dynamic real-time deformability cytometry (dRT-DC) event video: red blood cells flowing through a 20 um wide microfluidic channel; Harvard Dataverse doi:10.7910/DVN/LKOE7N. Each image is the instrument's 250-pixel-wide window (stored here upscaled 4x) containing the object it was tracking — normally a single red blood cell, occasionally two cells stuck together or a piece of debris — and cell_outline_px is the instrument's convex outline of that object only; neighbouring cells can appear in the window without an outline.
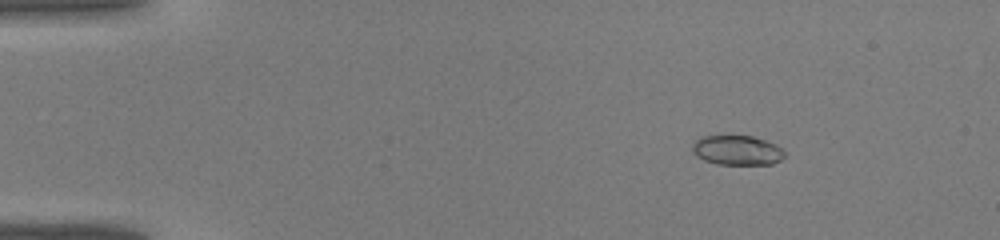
{"species": "common noctule bat (a hibernating species)", "species_latin": "Nyctalus noctula", "temperature_condition": "warm", "stored_images_in_passage": 41, "camera_frame_rate_fps": 3000, "um_per_image_px": 0.085, "animal": {"sex": "male", "body_mass_g": 19.0, "forearm_length_mm": 50.8}, "frame": {"image": 1, "passage_image": 5, "time_ms": 1.333, "image_size_px": [1000, 240], "cell_outline_px": [[784, 156], [780, 160], [772, 164], [716, 164], [704, 160], [696, 156], [692, 152], [692, 144], [700, 136], [752, 136], [776, 144], [784, 148]], "centroid_in_image_um": [62.64, 12.77], "position_along_channel_um": 22.4, "area_um2": 16.01}}
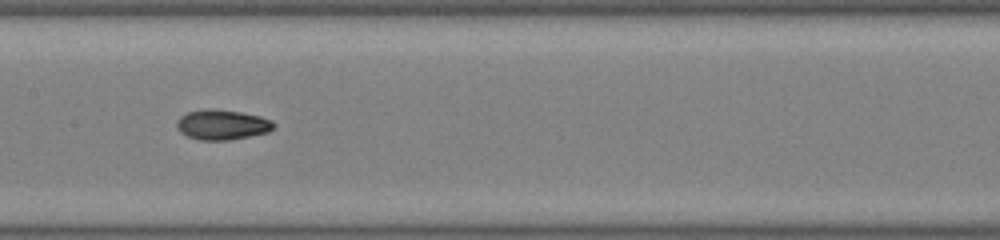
{"frame": {"image": 2, "passage_image": 21, "time_ms": 6.667, "image_size_px": [1000, 240], "cell_outline_px": [[276, 124], [268, 132], [228, 140], [200, 140], [188, 136], [180, 132], [176, 124], [176, 120], [180, 116], [188, 112], [208, 108], [216, 108], [240, 112], [260, 116], [272, 120]], "centroid_in_image_um": [18.87, 10.58], "position_along_channel_um": 188.5, "area_um2": 16.99}}
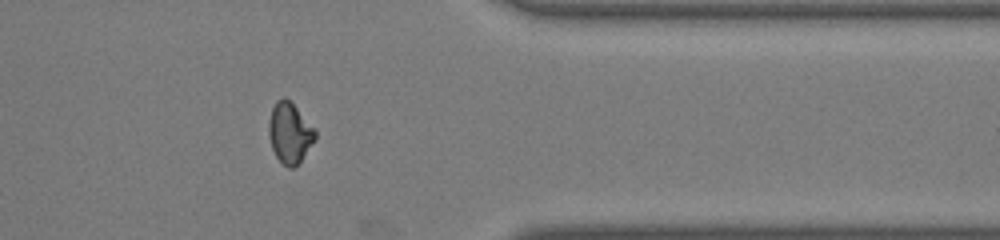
{"frame": {"image": 3, "passage_image": 34, "time_ms": 11.0, "image_size_px": [1000, 240], "cell_outline_px": [[316, 140], [300, 160], [292, 168], [288, 168], [276, 156], [272, 148], [268, 132], [268, 124], [272, 108], [276, 100], [284, 96], [296, 108], [316, 132]], "centroid_in_image_um": [24.6, 11.29], "position_along_channel_um": 386.8, "area_um2": 15.95}}